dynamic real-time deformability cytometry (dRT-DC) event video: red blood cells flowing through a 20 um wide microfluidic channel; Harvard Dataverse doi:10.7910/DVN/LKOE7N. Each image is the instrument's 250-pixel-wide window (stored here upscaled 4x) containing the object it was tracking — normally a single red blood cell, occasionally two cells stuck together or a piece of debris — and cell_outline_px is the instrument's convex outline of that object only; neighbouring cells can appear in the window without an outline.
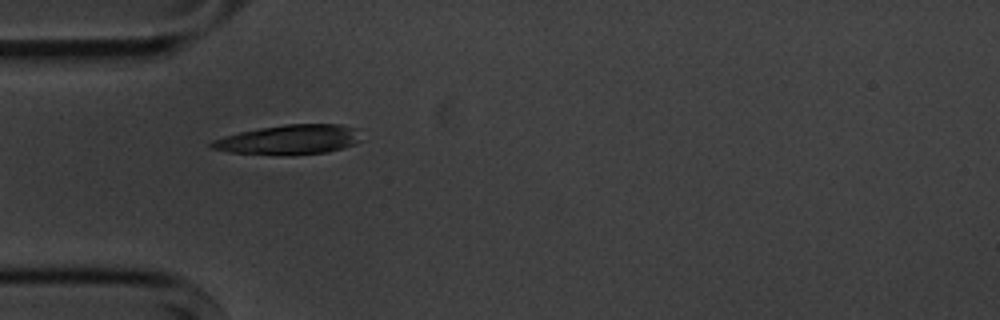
{"species": "common noctule bat (a hibernating species)", "species_latin": "Nyctalus noctula", "temperature_condition": "cold", "stored_images_in_passage": 5, "camera_frame_rate_fps": 3000, "um_per_image_px": 0.085, "animal": {"sex": "male", "body_mass_g": 20.1, "forearm_length_mm": 53.5}, "frame": {"image": 1, "passage_image": 4, "time_ms": 4.333, "image_size_px": [1000, 320], "cell_outline_px": [[364, 140], [356, 144], [328, 152], [292, 156], [288, 156], [228, 152], [208, 148], [208, 144], [212, 140], [224, 136], [240, 132], [260, 128], [284, 124], [340, 124], [360, 128]], "centroid_in_image_um": [24.64, 11.88], "position_along_channel_um": 60.4, "area_um2": 26.7}}
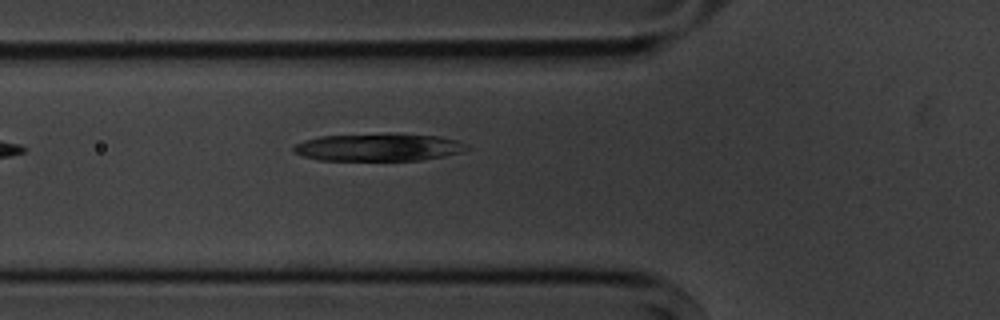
{"frame": {"image": 2, "passage_image": 5, "time_ms": 5.333, "image_size_px": [1000, 320], "cell_outline_px": [[472, 148], [460, 152], [444, 156], [420, 160], [316, 160], [292, 152], [292, 148], [296, 144], [304, 140], [320, 136], [388, 132], [440, 136], [456, 140], [468, 144]], "centroid_in_image_um": [32.18, 12.49], "position_along_channel_um": 93.6, "area_um2": 28.44}}